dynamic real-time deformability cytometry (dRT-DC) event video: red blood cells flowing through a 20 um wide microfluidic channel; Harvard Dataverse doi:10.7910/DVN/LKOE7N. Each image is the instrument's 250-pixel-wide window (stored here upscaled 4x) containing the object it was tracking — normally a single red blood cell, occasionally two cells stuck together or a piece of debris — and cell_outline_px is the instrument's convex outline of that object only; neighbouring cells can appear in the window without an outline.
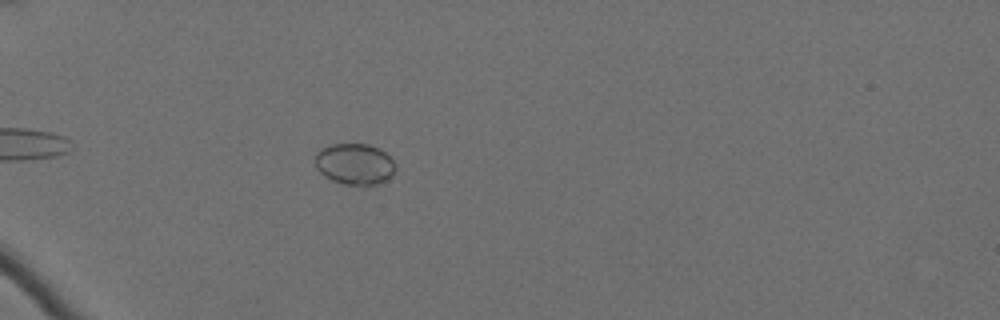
{"species": "Egyptian fruit bat (a non-hibernating species)", "species_latin": "Rousettus aegyptiacus", "temperature_condition": "cold", "stored_images_in_passage": 49, "camera_frame_rate_fps": 3000, "um_per_image_px": 0.085, "animal": {"sex": "female"}, "frame": {"image": 1, "passage_image": 9, "time_ms": 2.667, "image_size_px": [1000, 320], "cell_outline_px": [[396, 168], [392, 176], [388, 180], [376, 184], [344, 184], [332, 180], [324, 176], [316, 168], [316, 152], [332, 144], [368, 144], [380, 148], [392, 160]], "centroid_in_image_um": [30.16, 13.94], "position_along_channel_um": 54.8, "area_um2": 19.13}}
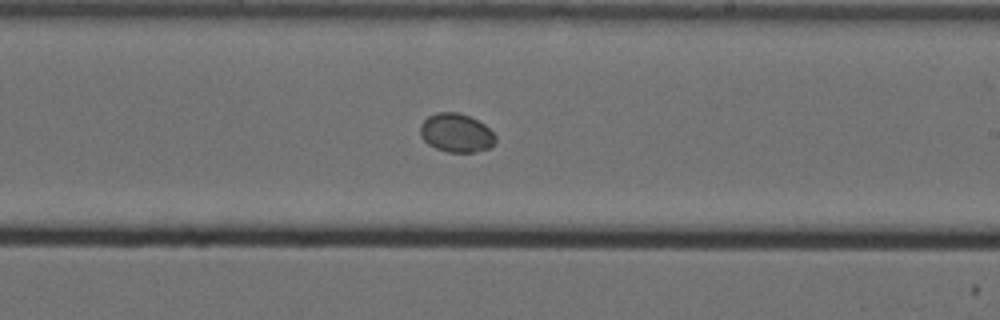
{"frame": {"image": 2, "passage_image": 28, "time_ms": 9.0, "image_size_px": [1000, 320], "cell_outline_px": [[496, 140], [488, 148], [476, 152], [448, 152], [436, 148], [428, 144], [420, 136], [420, 124], [428, 116], [436, 112], [460, 112], [484, 124], [496, 136]], "centroid_in_image_um": [38.75, 11.29], "position_along_channel_um": 250.2, "area_um2": 16.94}}
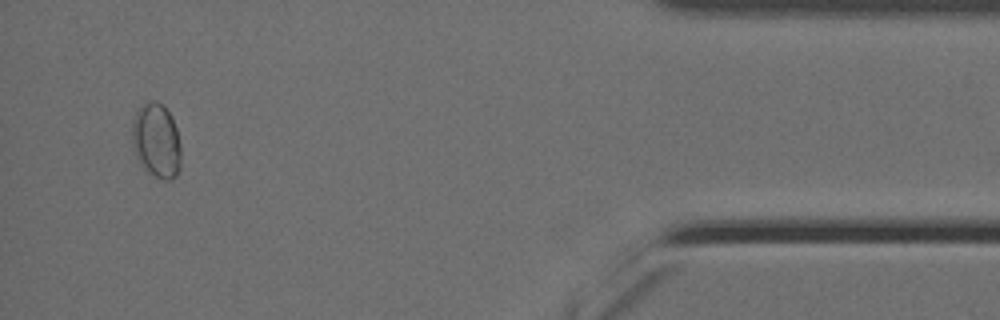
{"frame": {"image": 3, "passage_image": 47, "time_ms": 15.333, "image_size_px": [1000, 320], "cell_outline_px": [[180, 168], [176, 176], [172, 180], [164, 180], [144, 172], [136, 156], [132, 144], [132, 120], [136, 112], [148, 100], [156, 100], [172, 116], [176, 128], [180, 144]], "centroid_in_image_um": [13.28, 11.99], "position_along_channel_um": 421.9, "area_um2": 21.5}}